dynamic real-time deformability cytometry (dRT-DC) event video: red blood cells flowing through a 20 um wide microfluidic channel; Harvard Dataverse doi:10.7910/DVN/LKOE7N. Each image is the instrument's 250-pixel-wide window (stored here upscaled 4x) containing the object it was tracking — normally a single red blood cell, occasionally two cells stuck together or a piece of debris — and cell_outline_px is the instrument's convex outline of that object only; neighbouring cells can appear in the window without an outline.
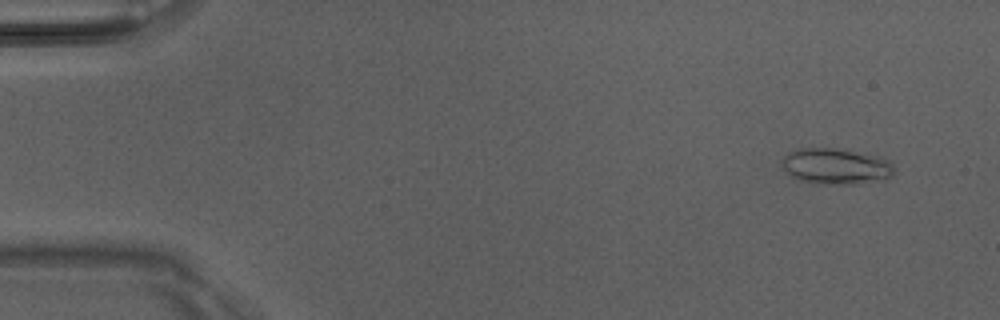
{"species": "Egyptian fruit bat (a non-hibernating species)", "species_latin": "Rousettus aegyptiacus", "temperature_condition": "room temperature", "stored_images_in_passage": 51, "camera_frame_rate_fps": 3000, "um_per_image_px": 0.085, "animal": {"sex": "male"}, "frame": {"image": 1, "passage_image": 4, "time_ms": 1.0, "image_size_px": [1000, 320], "cell_outline_px": [[896, 172], [888, 180], [852, 184], [816, 184], [800, 180], [788, 176], [780, 164], [780, 160], [788, 152], [796, 148], [836, 148], [880, 156], [888, 160], [892, 164]], "centroid_in_image_um": [71.04, 14.14], "position_along_channel_um": 14.0, "area_um2": 24.22}}
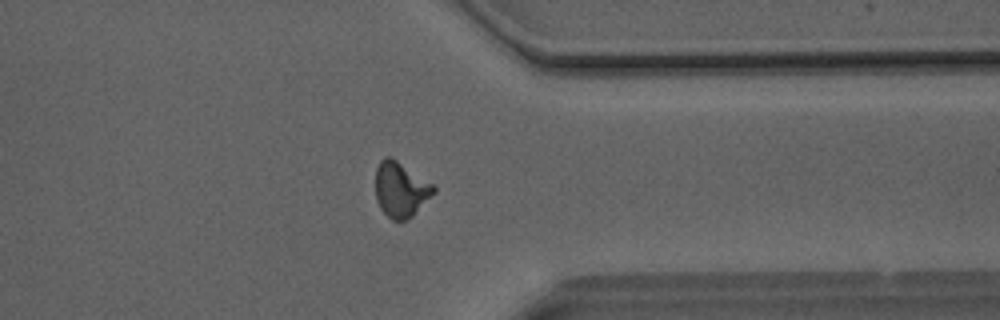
{"frame": {"image": 2, "passage_image": 40, "time_ms": 13.0, "image_size_px": [1000, 320], "cell_outline_px": [[436, 192], [412, 216], [404, 220], [392, 220], [380, 208], [376, 200], [376, 168], [380, 160], [384, 156], [392, 156], [436, 184]], "centroid_in_image_um": [34.09, 16.06], "position_along_channel_um": 377.3, "area_um2": 19.13}}
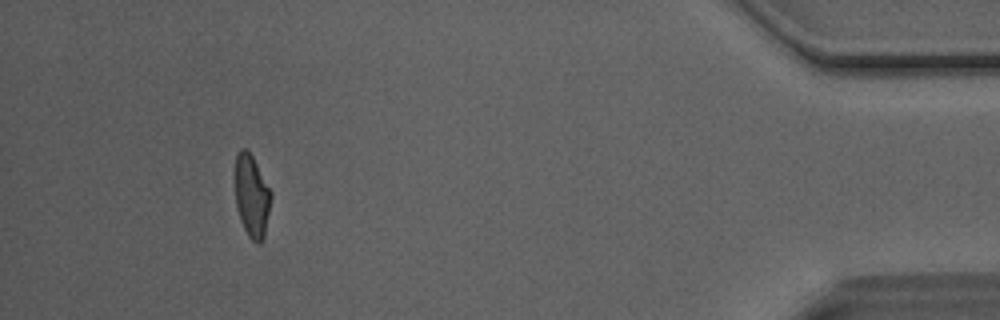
{"frame": {"image": 3, "passage_image": 47, "time_ms": 15.333, "image_size_px": [1000, 320], "cell_outline_px": [[272, 196], [264, 236], [260, 244], [256, 244], [248, 236], [240, 220], [236, 204], [232, 172], [236, 156], [240, 148], [248, 148], [272, 192]], "centroid_in_image_um": [21.36, 16.6], "position_along_channel_um": 413.8, "area_um2": 17.92}, "authors_computed_cell_mechanics": {"area_um2": 18.3226, "velocity_mm_per_s": 4.087, "shape_relaxation_time_tau1_ms": 5.7911, "shape_relaxation_time_tau2_ms": 1.5321, "deformation_change_tau1": 0.2001, "deformation_change_tau2": 0.0858}}